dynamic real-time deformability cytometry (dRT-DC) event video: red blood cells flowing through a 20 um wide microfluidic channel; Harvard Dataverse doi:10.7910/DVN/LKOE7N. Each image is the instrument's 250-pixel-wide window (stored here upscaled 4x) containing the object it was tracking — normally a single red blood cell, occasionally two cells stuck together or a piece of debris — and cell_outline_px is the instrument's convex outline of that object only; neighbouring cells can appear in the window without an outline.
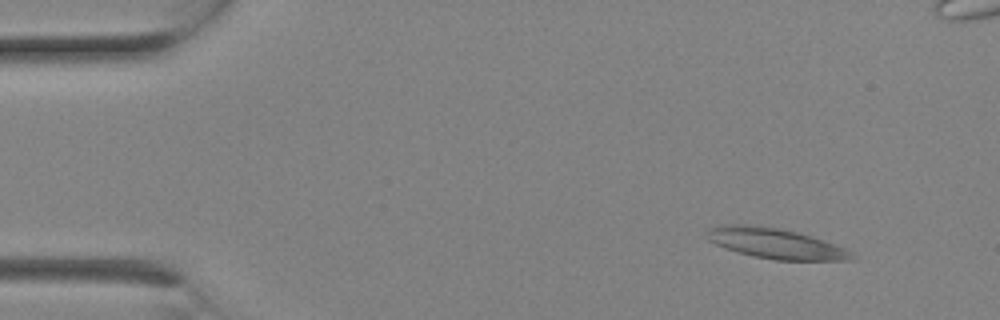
{"species": "Egyptian fruit bat (a non-hibernating species)", "species_latin": "Rousettus aegyptiacus", "temperature_condition": "room temperature", "stored_images_in_passage": 2, "camera_frame_rate_fps": 3000, "um_per_image_px": 0.085, "animal": {"sex": "female"}, "frame": {"image": 1, "passage_image": 1, "time_ms": 0.0, "image_size_px": [1000, 320], "cell_outline_px": [[856, 256], [852, 260], [776, 260], [752, 256], [724, 248], [708, 240], [704, 236], [708, 228], [724, 224], [748, 224], [780, 228], [812, 236], [844, 248], [852, 252]], "centroid_in_image_um": [65.87, 20.68], "position_along_channel_um": 19.1, "area_um2": 25.72}}